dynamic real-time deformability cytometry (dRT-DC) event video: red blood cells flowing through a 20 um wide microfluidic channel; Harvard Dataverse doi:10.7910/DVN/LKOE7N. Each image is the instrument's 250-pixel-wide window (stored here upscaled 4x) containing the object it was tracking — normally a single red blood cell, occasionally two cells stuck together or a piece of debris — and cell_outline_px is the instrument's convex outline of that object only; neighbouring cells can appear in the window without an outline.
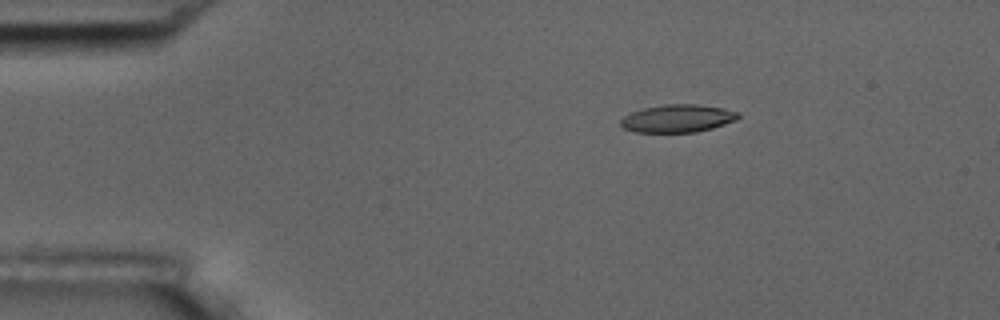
{"species": "common noctule bat (a hibernating species)", "species_latin": "Nyctalus noctula", "temperature_condition": "room temperature", "stored_images_in_passage": 17, "camera_frame_rate_fps": 3000, "um_per_image_px": 0.085, "animal": {"sex": "male", "body_mass_g": 17.5, "forearm_length_mm": 52.3}, "frame": {"image": 1, "passage_image": 10, "time_ms": 3.0, "image_size_px": [1000, 320], "cell_outline_px": [[740, 116], [736, 120], [712, 128], [696, 132], [636, 132], [624, 128], [620, 124], [620, 120], [624, 116], [632, 112], [644, 108], [664, 104], [696, 104], [724, 108], [740, 112]], "centroid_in_image_um": [57.62, 10.06], "position_along_channel_um": 27.4, "area_um2": 19.02}}